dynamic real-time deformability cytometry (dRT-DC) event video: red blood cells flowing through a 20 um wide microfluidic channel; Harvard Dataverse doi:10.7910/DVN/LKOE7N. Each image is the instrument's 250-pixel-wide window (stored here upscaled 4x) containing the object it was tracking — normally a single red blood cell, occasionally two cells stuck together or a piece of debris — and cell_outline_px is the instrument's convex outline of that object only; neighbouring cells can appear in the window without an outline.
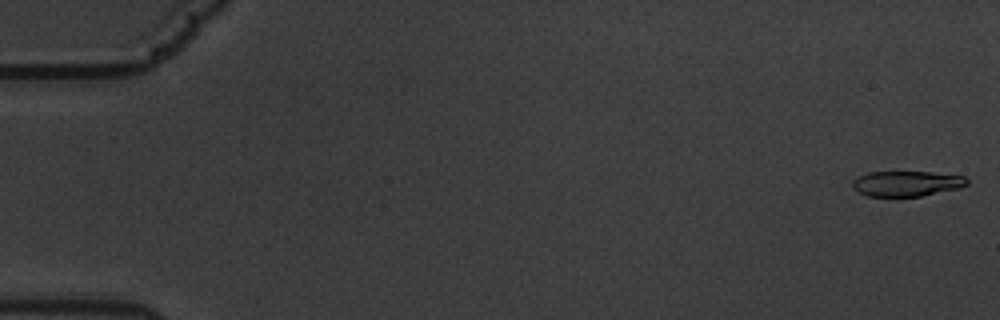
{"species": "common noctule bat (a hibernating species)", "species_latin": "Nyctalus noctula", "temperature_condition": "warm", "stored_images_in_passage": 60, "camera_frame_rate_fps": 3000, "um_per_image_px": 0.085, "animal": {"sex": "male", "body_mass_g": 19.5, "forearm_length_mm": 54.6}, "frame": {"image": 1, "passage_image": 1, "time_ms": 0.0, "image_size_px": [1000, 320], "cell_outline_px": [[968, 184], [960, 188], [920, 196], [868, 196], [852, 188], [852, 180], [868, 172], [932, 172], [964, 176], [968, 180]], "centroid_in_image_um": [77.07, 15.6], "position_along_channel_um": 7.9, "area_um2": 16.82}}
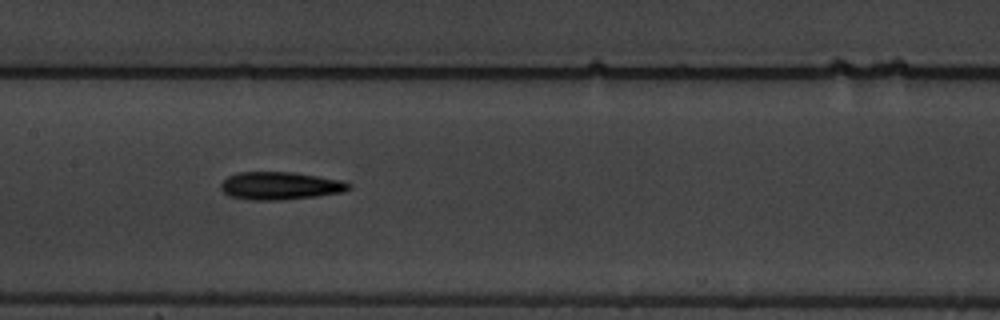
{"frame": {"image": 2, "passage_image": 30, "time_ms": 9.667, "image_size_px": [1000, 320], "cell_outline_px": [[352, 188], [340, 192], [316, 196], [284, 200], [248, 200], [228, 196], [220, 188], [220, 184], [228, 176], [240, 172], [292, 172], [340, 180], [352, 184]], "centroid_in_image_um": [23.78, 15.8], "position_along_channel_um": 183.6, "area_um2": 20.69}}
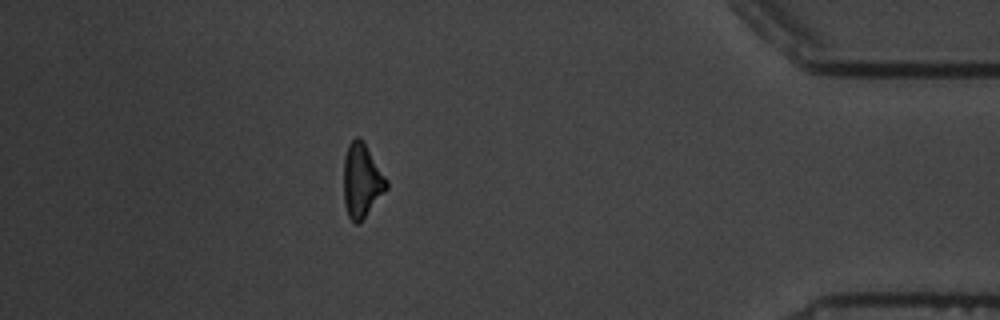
{"frame": {"image": 3, "passage_image": 53, "time_ms": 17.333, "image_size_px": [1000, 320], "cell_outline_px": [[388, 188], [364, 216], [356, 224], [348, 216], [344, 204], [344, 156], [348, 144], [356, 136], [360, 136], [364, 140], [388, 180]], "centroid_in_image_um": [30.75, 15.27], "position_along_channel_um": 404.5, "area_um2": 18.44}, "authors_computed_cell_mechanics": {"area_um2": 19.2185, "velocity_mm_per_s": 3.424, "shape_relaxation_time_tau1_ms": 3.6099, "shape_relaxation_time_tau2_ms": 10.0933, "deformation_change_tau1": 0.1349, "deformation_change_tau2": 0.2382}}